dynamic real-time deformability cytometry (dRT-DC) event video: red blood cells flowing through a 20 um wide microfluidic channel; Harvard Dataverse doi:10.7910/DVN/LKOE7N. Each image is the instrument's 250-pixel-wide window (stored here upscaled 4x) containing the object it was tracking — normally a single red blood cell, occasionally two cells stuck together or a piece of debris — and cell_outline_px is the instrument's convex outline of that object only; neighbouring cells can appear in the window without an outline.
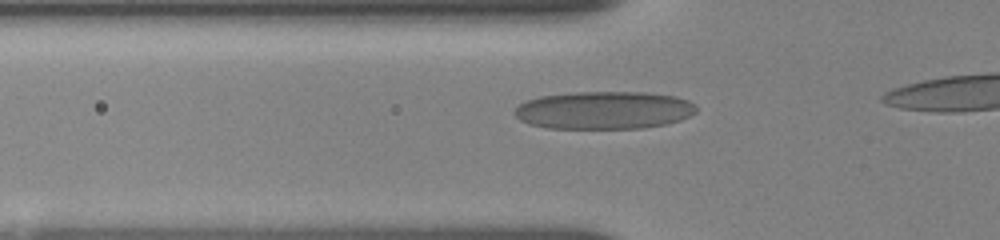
{"species": "human", "species_latin": "Homo sapiens", "temperature_condition": "room temperature", "stored_images_in_passage": 28, "camera_frame_rate_fps": 3000, "um_per_image_px": 0.085, "donor": {"sex": "female"}, "frame": {"image": 1, "passage_image": 5, "time_ms": 1.333, "image_size_px": [1000, 240], "cell_outline_px": [[696, 112], [680, 120], [664, 124], [644, 128], [548, 128], [528, 124], [520, 120], [512, 112], [520, 104], [528, 100], [540, 96], [576, 92], [644, 92], [672, 96], [688, 100], [696, 104]], "centroid_in_image_um": [51.32, 9.37], "position_along_channel_um": 74.5, "area_um2": 39.94}}
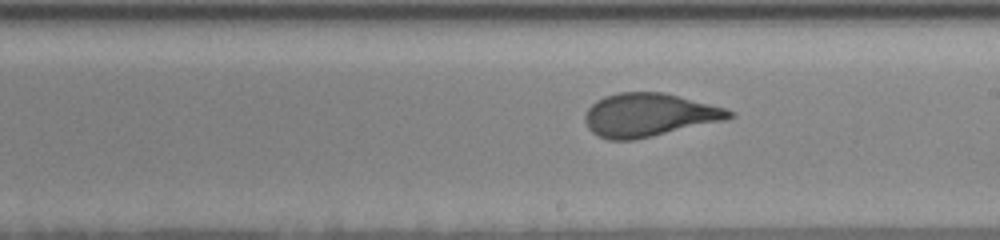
{"frame": {"image": 2, "passage_image": 18, "time_ms": 5.667, "image_size_px": [1000, 240], "cell_outline_px": [[736, 116], [724, 120], [636, 140], [608, 140], [596, 136], [588, 128], [584, 120], [584, 116], [588, 108], [596, 100], [604, 96], [620, 92], [664, 92], [724, 108], [732, 112]], "centroid_in_image_um": [55.11, 9.78], "position_along_channel_um": 233.9, "area_um2": 36.36}}
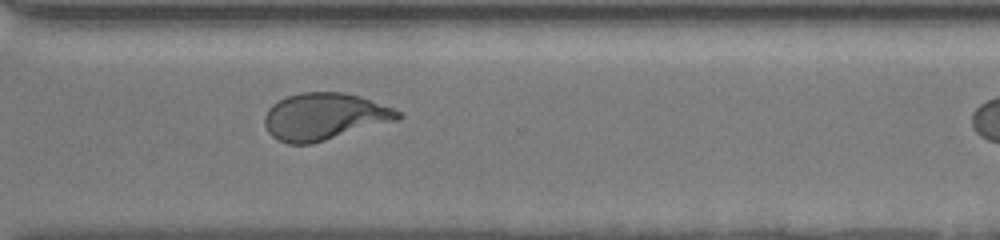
{"frame": {"image": 3, "passage_image": 27, "time_ms": 8.667, "image_size_px": [1000, 240], "cell_outline_px": [[404, 116], [400, 120], [312, 144], [288, 144], [272, 136], [268, 132], [264, 124], [264, 116], [268, 108], [272, 104], [288, 96], [300, 92], [344, 92], [360, 96], [392, 108], [400, 112]], "centroid_in_image_um": [27.58, 9.91], "position_along_channel_um": 343.0, "area_um2": 36.7}}